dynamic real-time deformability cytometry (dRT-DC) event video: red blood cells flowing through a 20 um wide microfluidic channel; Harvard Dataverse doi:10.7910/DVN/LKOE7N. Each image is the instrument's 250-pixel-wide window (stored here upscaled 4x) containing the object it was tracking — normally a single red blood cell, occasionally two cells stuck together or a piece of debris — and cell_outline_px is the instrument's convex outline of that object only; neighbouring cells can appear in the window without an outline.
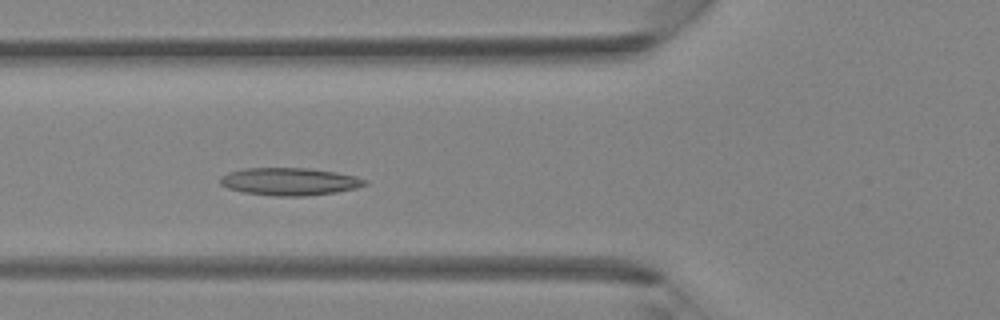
{"species": "Egyptian fruit bat (a non-hibernating species)", "species_latin": "Rousettus aegyptiacus", "temperature_condition": "room temperature", "stored_images_in_passage": 39, "camera_frame_rate_fps": 3000, "um_per_image_px": 0.085, "animal": {"sex": "female"}, "frame": {"image": 1, "passage_image": 12, "time_ms": 3.667, "image_size_px": [1000, 320], "cell_outline_px": [[368, 184], [356, 188], [336, 192], [304, 196], [276, 196], [244, 192], [228, 188], [220, 184], [220, 176], [228, 172], [244, 168], [308, 168], [336, 172], [356, 176], [368, 180]], "centroid_in_image_um": [24.62, 15.42], "position_along_channel_um": 101.2, "area_um2": 23.29}}
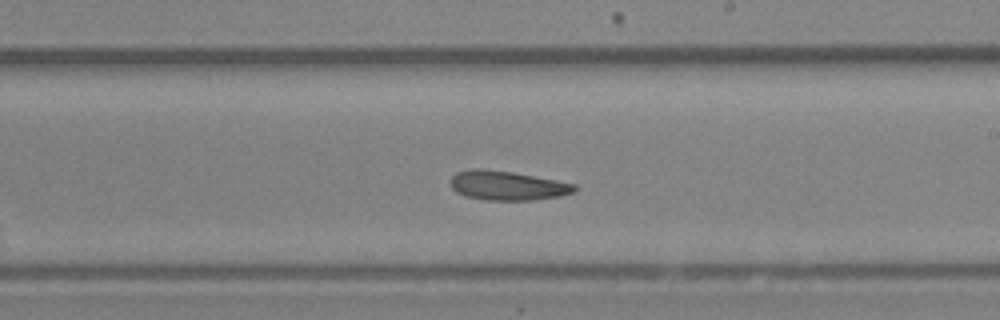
{"frame": {"image": 2, "passage_image": 21, "time_ms": 6.667, "image_size_px": [1000, 320], "cell_outline_px": [[576, 192], [560, 196], [536, 200], [488, 200], [464, 196], [456, 192], [452, 188], [448, 180], [456, 172], [472, 168], [480, 168], [512, 172], [556, 180], [576, 184]], "centroid_in_image_um": [43.1, 15.77], "position_along_channel_um": 245.9, "area_um2": 21.39}}
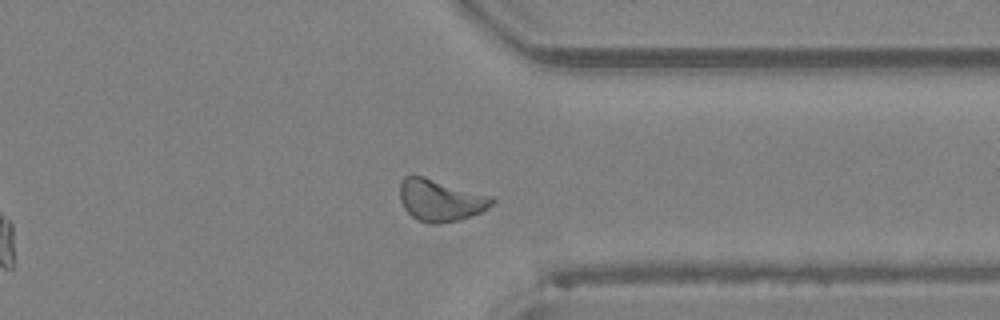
{"frame": {"image": 3, "passage_image": 29, "time_ms": 9.333, "image_size_px": [1000, 320], "cell_outline_px": [[496, 200], [488, 208], [480, 212], [460, 220], [436, 224], [428, 224], [412, 216], [404, 208], [400, 200], [400, 180], [404, 176], [424, 176], [492, 196]], "centroid_in_image_um": [37.43, 17.02], "position_along_channel_um": 374.0, "area_um2": 22.48}}